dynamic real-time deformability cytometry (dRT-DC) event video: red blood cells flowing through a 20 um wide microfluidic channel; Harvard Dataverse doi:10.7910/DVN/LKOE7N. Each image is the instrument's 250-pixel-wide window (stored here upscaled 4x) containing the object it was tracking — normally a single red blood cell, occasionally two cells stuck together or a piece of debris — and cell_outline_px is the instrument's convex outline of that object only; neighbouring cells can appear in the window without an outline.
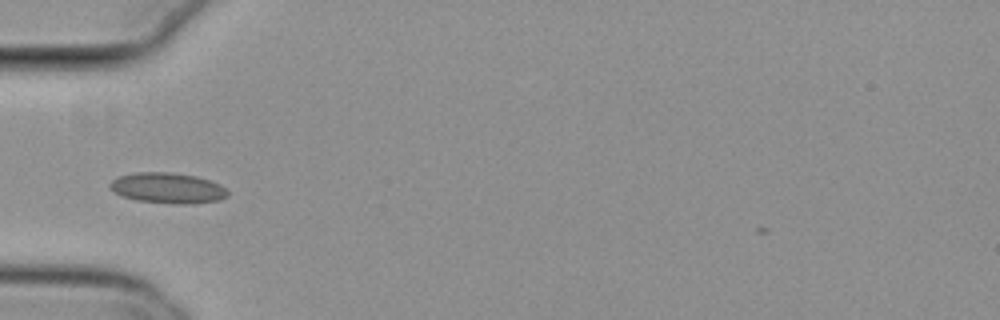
{"species": "common noctule bat (a hibernating species)", "species_latin": "Nyctalus noctula", "temperature_condition": "cold", "stored_images_in_passage": 37, "camera_frame_rate_fps": 3000, "um_per_image_px": 0.085, "animal": {"sex": "female", "body_mass_g": 29.2, "forearm_length_mm": 56.3}, "frame": {"image": 1, "passage_image": 1, "time_ms": 0.0, "image_size_px": [1000, 320], "cell_outline_px": [[228, 196], [220, 200], [192, 204], [176, 204], [136, 200], [120, 196], [112, 192], [108, 188], [108, 184], [116, 176], [136, 172], [168, 172], [196, 176], [220, 184], [228, 192]], "centroid_in_image_um": [14.19, 15.98], "position_along_channel_um": 70.8, "area_um2": 21.27}}
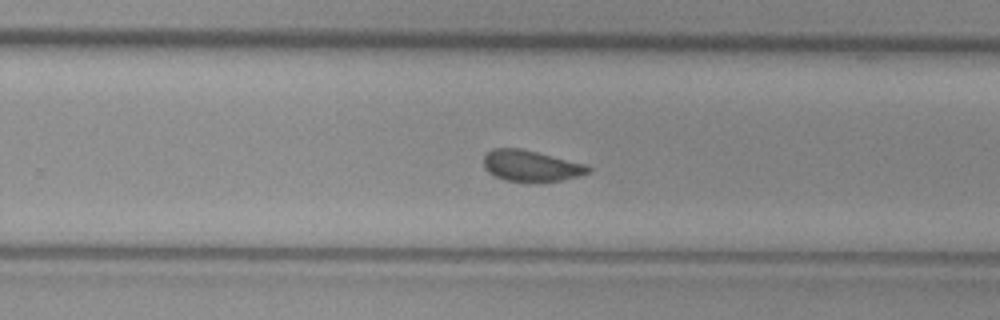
{"frame": {"image": 2, "passage_image": 18, "time_ms": 5.667, "image_size_px": [1000, 320], "cell_outline_px": [[592, 168], [588, 172], [576, 176], [560, 180], [540, 184], [504, 180], [488, 172], [484, 168], [484, 156], [492, 148], [520, 148], [584, 164]], "centroid_in_image_um": [45.08, 14.12], "position_along_channel_um": 284.7, "area_um2": 19.02}}
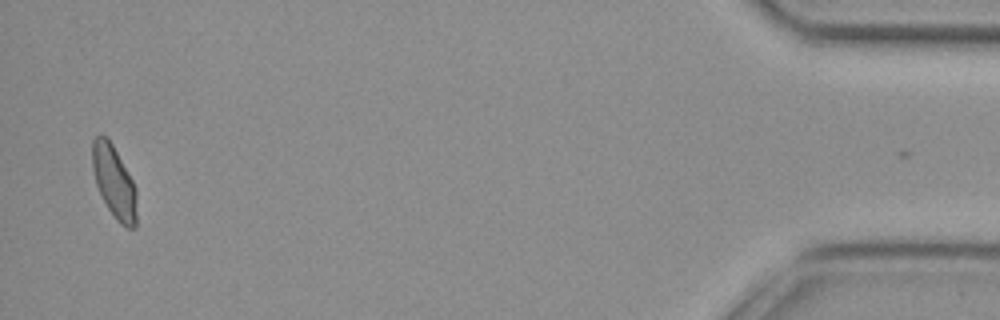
{"frame": {"image": 3, "passage_image": 36, "time_ms": 11.667, "image_size_px": [1000, 320], "cell_outline_px": [[136, 228], [128, 228], [120, 224], [116, 220], [108, 208], [96, 184], [92, 168], [92, 140], [96, 136], [108, 136], [132, 180], [136, 188]], "centroid_in_image_um": [9.7, 15.46], "position_along_channel_um": 425.5, "area_um2": 18.61}, "authors_computed_cell_mechanics": {"area_um2": 19.1318, "velocity_mm_per_s": 3.7847, "shape_relaxation_time_tau1_ms": null, "shape_relaxation_time_tau2_ms": 1.767, "deformation_change_tau1": null, "deformation_change_tau2": 0.0453}}